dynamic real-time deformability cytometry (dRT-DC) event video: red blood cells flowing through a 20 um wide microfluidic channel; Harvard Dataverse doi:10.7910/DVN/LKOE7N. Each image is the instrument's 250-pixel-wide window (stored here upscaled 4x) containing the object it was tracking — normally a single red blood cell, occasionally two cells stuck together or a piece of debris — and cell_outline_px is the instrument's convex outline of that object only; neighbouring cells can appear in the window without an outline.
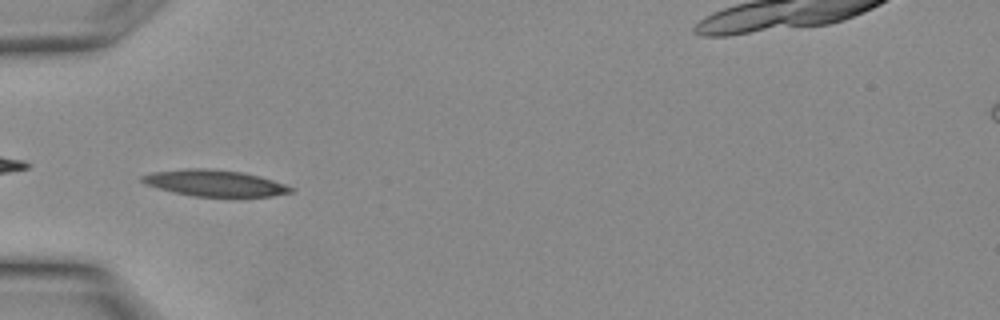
{"species": "Egyptian fruit bat (a non-hibernating species)", "species_latin": "Rousettus aegyptiacus", "temperature_condition": "warm", "stored_images_in_passage": 8, "camera_frame_rate_fps": 3000, "um_per_image_px": 0.085, "animal": {"sex": "female"}, "frame": {"image": 1, "passage_image": 1, "time_ms": 0.0, "image_size_px": [1000, 320], "cell_outline_px": [[296, 192], [272, 196], [232, 200], [192, 196], [144, 184], [140, 180], [140, 176], [152, 172], [184, 168], [204, 168], [240, 172], [260, 176], [296, 188]], "centroid_in_image_um": [18.33, 15.62], "position_along_channel_um": 66.7, "area_um2": 23.87}}
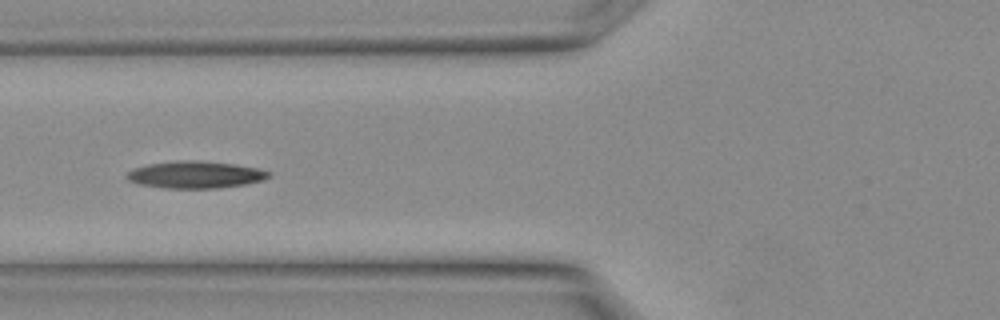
{"frame": {"image": 2, "passage_image": 3, "time_ms": 0.667, "image_size_px": [1000, 320], "cell_outline_px": [[272, 176], [264, 180], [244, 184], [216, 188], [168, 188], [136, 184], [128, 180], [124, 176], [128, 172], [136, 168], [148, 164], [176, 160], [200, 160], [236, 164], [260, 168], [272, 172]], "centroid_in_image_um": [16.64, 14.84], "position_along_channel_um": 109.2, "area_um2": 22.66}}
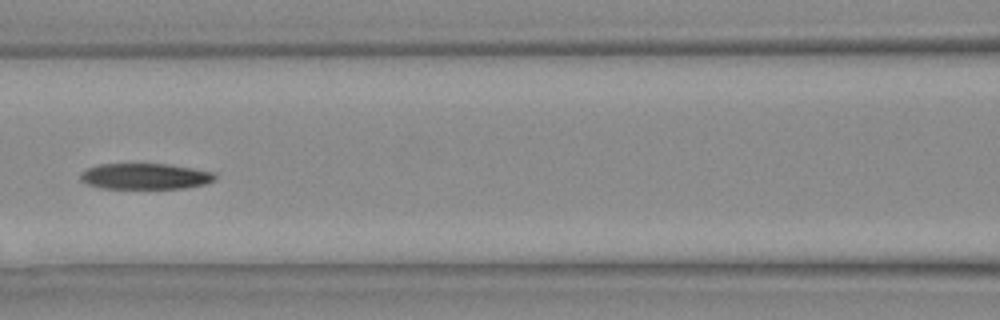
{"frame": {"image": 3, "passage_image": 5, "time_ms": 1.333, "image_size_px": [1000, 320], "cell_outline_px": [[216, 180], [204, 184], [184, 188], [100, 188], [88, 184], [80, 180], [80, 172], [96, 164], [168, 164], [192, 168], [212, 172], [216, 176]], "centroid_in_image_um": [12.31, 14.98], "position_along_channel_um": 154.3, "area_um2": 20.29}}